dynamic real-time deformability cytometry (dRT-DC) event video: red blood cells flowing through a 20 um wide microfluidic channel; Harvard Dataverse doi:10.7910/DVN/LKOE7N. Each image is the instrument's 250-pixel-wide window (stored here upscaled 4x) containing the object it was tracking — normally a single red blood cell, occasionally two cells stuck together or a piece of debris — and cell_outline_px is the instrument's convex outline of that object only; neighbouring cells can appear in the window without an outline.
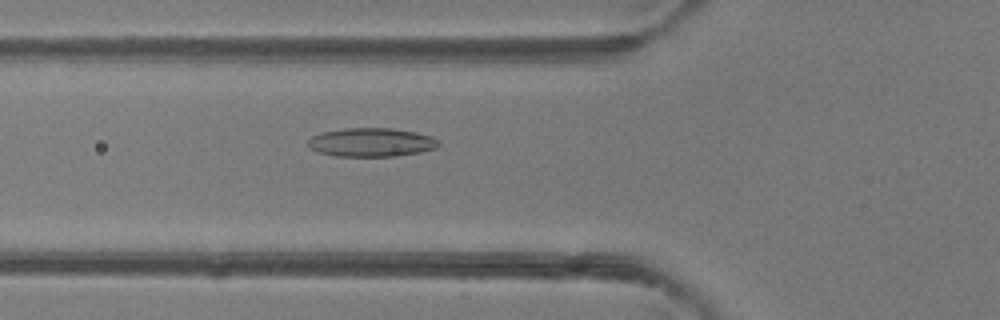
{"species": "common noctule bat (a hibernating species)", "species_latin": "Nyctalus noctula", "temperature_condition": "room temperature", "stored_images_in_passage": 49, "camera_frame_rate_fps": 3000, "um_per_image_px": 0.085, "animal": {"sex": "female"}, "frame": {"image": 1, "passage_image": 18, "time_ms": 5.667, "image_size_px": [1000, 320], "cell_outline_px": [[440, 144], [436, 148], [420, 152], [392, 156], [332, 156], [316, 152], [308, 148], [308, 140], [312, 136], [320, 132], [344, 128], [392, 128], [416, 132], [432, 136]], "centroid_in_image_um": [31.51, 12.09], "position_along_channel_um": 94.3, "area_um2": 22.02}}
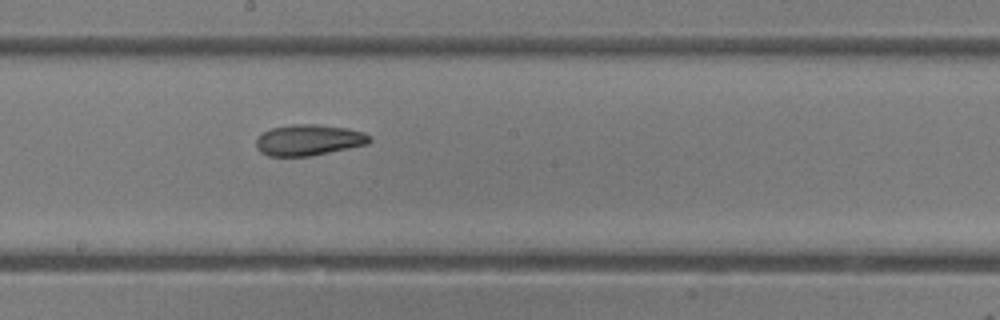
{"frame": {"image": 2, "passage_image": 27, "time_ms": 8.667, "image_size_px": [1000, 320], "cell_outline_px": [[372, 140], [368, 144], [312, 156], [268, 156], [260, 152], [256, 148], [256, 140], [264, 132], [272, 128], [292, 124], [316, 124], [348, 128], [364, 132], [372, 136]], "centroid_in_image_um": [26.28, 11.9], "position_along_channel_um": 221.9, "area_um2": 20.63}}
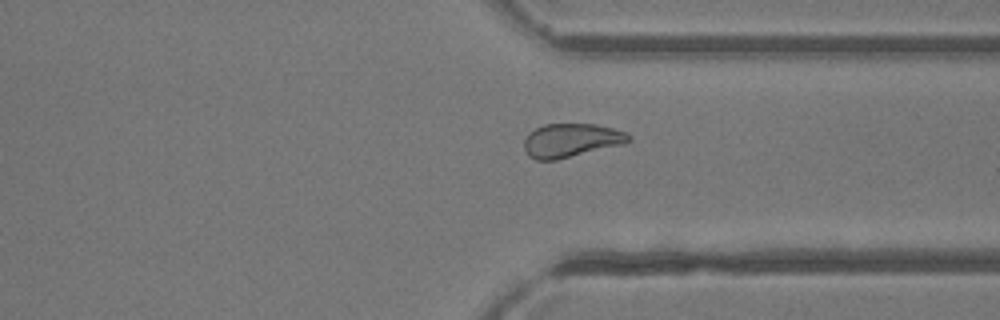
{"frame": {"image": 3, "passage_image": 37, "time_ms": 12.0, "image_size_px": [1000, 320], "cell_outline_px": [[632, 140], [624, 144], [556, 160], [536, 160], [528, 156], [524, 148], [524, 140], [528, 132], [544, 124], [596, 124], [612, 128], [624, 132], [632, 136]], "centroid_in_image_um": [48.54, 11.93], "position_along_channel_um": 362.9, "area_um2": 20.63}, "authors_computed_cell_mechanics": {"area_um2": 22.0218, "velocity_mm_per_s": 4.2263, "shape_relaxation_time_tau1_ms": null, "shape_relaxation_time_tau2_ms": 2.5968, "deformation_change_tau1": null, "deformation_change_tau2": 0.0807}}